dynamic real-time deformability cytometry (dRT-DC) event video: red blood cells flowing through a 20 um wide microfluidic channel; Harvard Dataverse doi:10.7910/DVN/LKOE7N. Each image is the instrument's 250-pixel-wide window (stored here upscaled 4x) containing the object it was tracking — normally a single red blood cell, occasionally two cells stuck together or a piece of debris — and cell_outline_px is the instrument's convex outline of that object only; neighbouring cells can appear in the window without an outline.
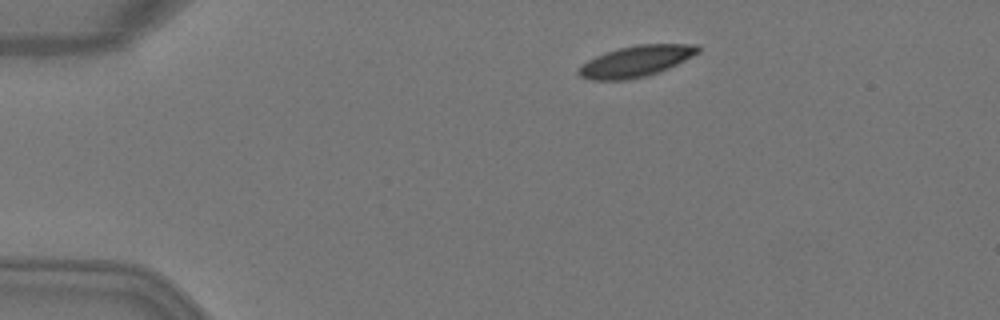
{"species": "Egyptian fruit bat (a non-hibernating species)", "species_latin": "Rousettus aegyptiacus", "temperature_condition": "warm", "stored_images_in_passage": 6, "camera_frame_rate_fps": 3000, "um_per_image_px": 0.085, "animal": {"sex": "female"}, "frame": {"image": 1, "passage_image": 2, "time_ms": 0.333, "image_size_px": [1000, 320], "cell_outline_px": [[700, 52], [668, 68], [644, 76], [628, 80], [592, 80], [580, 76], [576, 72], [580, 64], [604, 52], [636, 44], [696, 44], [700, 48]], "centroid_in_image_um": [54.01, 5.2], "position_along_channel_um": 31.0, "area_um2": 21.56}}